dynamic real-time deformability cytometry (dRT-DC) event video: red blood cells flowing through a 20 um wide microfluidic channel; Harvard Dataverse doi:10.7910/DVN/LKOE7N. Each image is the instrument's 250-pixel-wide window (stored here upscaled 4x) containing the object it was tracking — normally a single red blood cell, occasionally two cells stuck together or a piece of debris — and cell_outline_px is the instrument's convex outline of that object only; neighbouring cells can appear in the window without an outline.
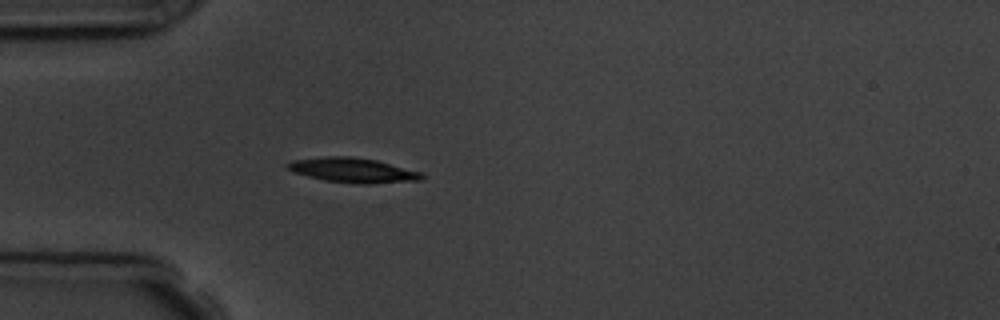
{"species": "common noctule bat (a hibernating species)", "species_latin": "Nyctalus noctula", "temperature_condition": "room temperature", "stored_images_in_passage": 4, "camera_frame_rate_fps": 3000, "um_per_image_px": 0.085, "animal": {"sex": "male", "body_mass_g": 19.5, "forearm_length_mm": 54.6}, "frame": {"image": 1, "passage_image": 4, "time_ms": 3.333, "image_size_px": [1000, 320], "cell_outline_px": [[424, 176], [420, 180], [368, 184], [356, 184], [324, 180], [292, 172], [284, 164], [292, 160], [324, 156], [348, 156], [376, 160], [420, 172]], "centroid_in_image_um": [29.93, 14.47], "position_along_channel_um": 55.1, "area_um2": 19.25}}